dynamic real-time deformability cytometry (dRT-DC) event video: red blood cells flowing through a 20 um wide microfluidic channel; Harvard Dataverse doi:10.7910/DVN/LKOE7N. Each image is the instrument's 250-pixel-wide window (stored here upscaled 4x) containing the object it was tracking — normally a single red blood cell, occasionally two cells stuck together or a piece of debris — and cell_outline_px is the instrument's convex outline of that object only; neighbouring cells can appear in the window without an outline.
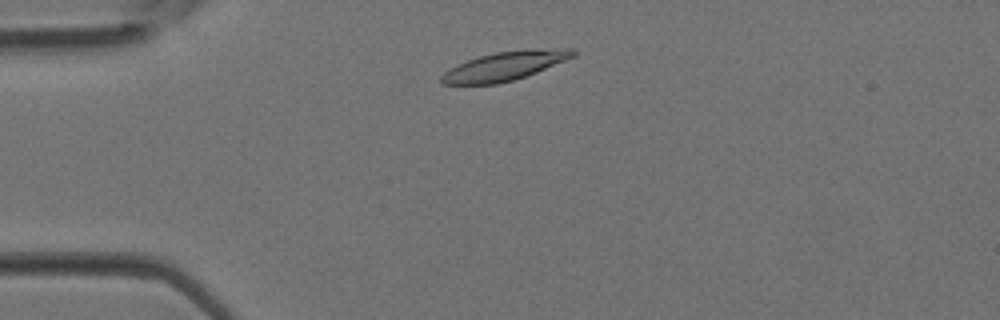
{"species": "Egyptian fruit bat (a non-hibernating species)", "species_latin": "Rousettus aegyptiacus", "temperature_condition": "room temperature", "stored_images_in_passage": 2, "camera_frame_rate_fps": 3000, "um_per_image_px": 0.085, "animal": {"sex": "female"}, "frame": {"image": 1, "passage_image": 1, "time_ms": 0.0, "image_size_px": [1000, 320], "cell_outline_px": [[576, 56], [536, 72], [512, 80], [496, 84], [440, 84], [440, 76], [444, 72], [468, 60], [480, 56], [496, 52], [528, 48], [576, 48]], "centroid_in_image_um": [42.96, 5.59], "position_along_channel_um": 42.0, "area_um2": 22.08}}